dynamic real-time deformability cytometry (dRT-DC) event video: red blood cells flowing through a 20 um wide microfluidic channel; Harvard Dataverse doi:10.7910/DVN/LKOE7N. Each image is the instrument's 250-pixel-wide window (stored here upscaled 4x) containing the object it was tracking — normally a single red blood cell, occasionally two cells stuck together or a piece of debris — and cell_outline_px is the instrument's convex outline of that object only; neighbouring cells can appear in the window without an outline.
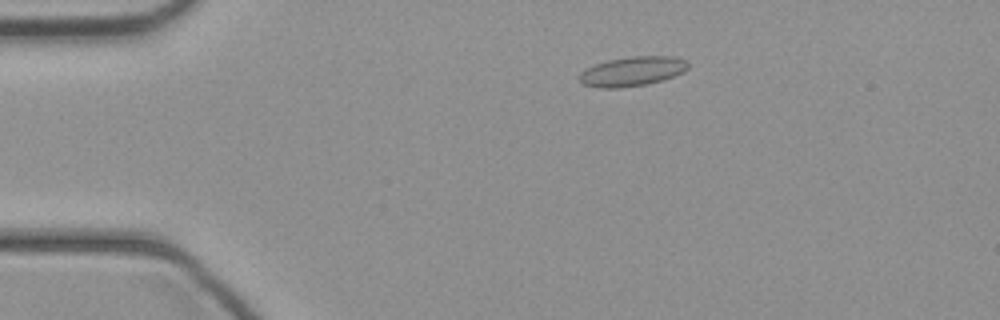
{"species": "common noctule bat (a hibernating species)", "species_latin": "Nyctalus noctula", "temperature_condition": "cold", "stored_images_in_passage": 43, "camera_frame_rate_fps": 3000, "um_per_image_px": 0.085, "animal": {"sex": "female", "body_mass_g": 21.9}, "frame": {"image": 1, "passage_image": 7, "time_ms": 2.0, "image_size_px": [1000, 320], "cell_outline_px": [[688, 68], [684, 72], [660, 80], [644, 84], [620, 88], [600, 88], [584, 84], [580, 80], [580, 72], [596, 64], [608, 60], [632, 56], [672, 56], [688, 60]], "centroid_in_image_um": [53.77, 6.05], "position_along_channel_um": 31.2, "area_um2": 18.44}}
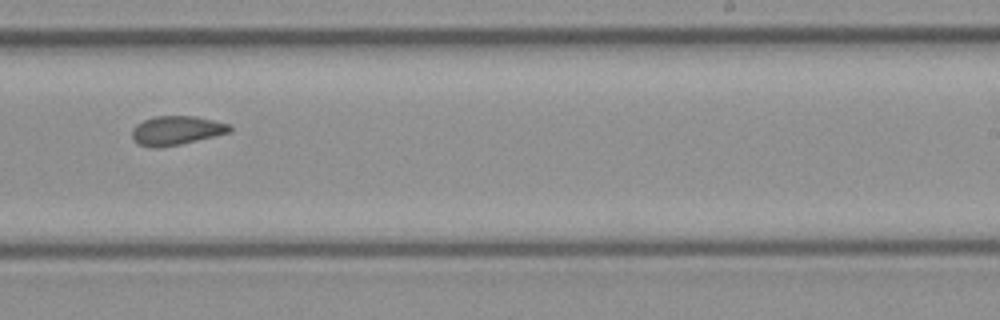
{"frame": {"image": 2, "passage_image": 26, "time_ms": 8.333, "image_size_px": [1000, 320], "cell_outline_px": [[232, 132], [180, 144], [160, 148], [152, 148], [140, 144], [132, 140], [132, 128], [136, 124], [144, 120], [156, 116], [192, 116], [232, 124]], "centroid_in_image_um": [15.0, 11.09], "position_along_channel_um": 274.0, "area_um2": 16.59}}
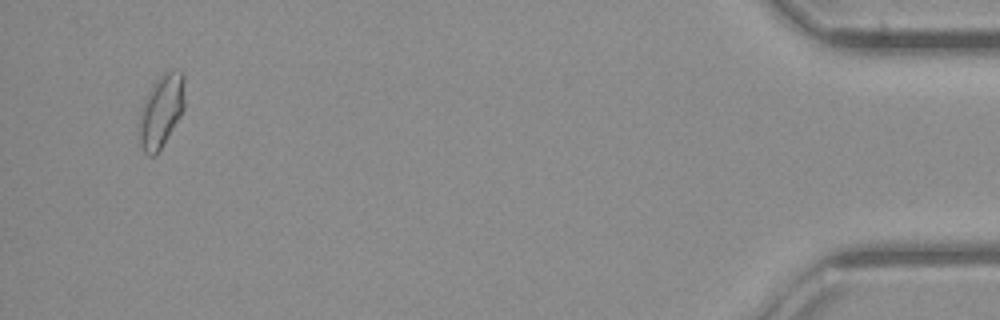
{"frame": {"image": 3, "passage_image": 41, "time_ms": 13.333, "image_size_px": [1000, 320], "cell_outline_px": [[184, 108], [180, 116], [156, 156], [148, 156], [140, 148], [136, 140], [136, 132], [140, 112], [144, 100], [152, 84], [164, 72], [172, 68], [184, 72]], "centroid_in_image_um": [13.65, 9.46], "position_along_channel_um": 421.5, "area_um2": 20.0}}